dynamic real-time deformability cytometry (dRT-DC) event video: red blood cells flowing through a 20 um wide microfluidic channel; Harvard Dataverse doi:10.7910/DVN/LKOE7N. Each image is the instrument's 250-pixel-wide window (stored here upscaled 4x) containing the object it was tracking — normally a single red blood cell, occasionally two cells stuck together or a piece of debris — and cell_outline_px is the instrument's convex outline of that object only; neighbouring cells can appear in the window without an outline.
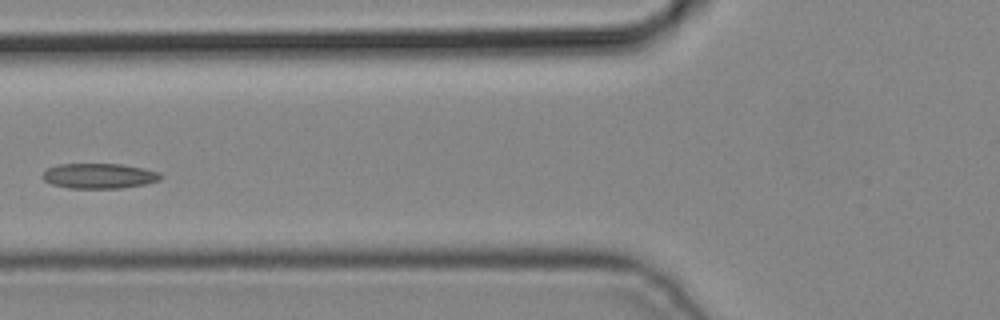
{"species": "common noctule bat (a hibernating species)", "species_latin": "Nyctalus noctula", "temperature_condition": "cold", "stored_images_in_passage": 4, "camera_frame_rate_fps": 3000, "um_per_image_px": 0.085, "animal": {"sex": "male", "body_mass_g": 19.2, "forearm_length_mm": 51.8}, "frame": {"image": 1, "passage_image": 4, "time_ms": 1.0, "image_size_px": [1000, 320], "cell_outline_px": [[164, 176], [160, 180], [148, 184], [120, 188], [68, 188], [52, 184], [44, 180], [40, 176], [48, 168], [56, 164], [120, 164], [144, 168], [160, 172]], "centroid_in_image_um": [8.45, 14.95], "position_along_channel_um": 117.3, "area_um2": 17.51}}